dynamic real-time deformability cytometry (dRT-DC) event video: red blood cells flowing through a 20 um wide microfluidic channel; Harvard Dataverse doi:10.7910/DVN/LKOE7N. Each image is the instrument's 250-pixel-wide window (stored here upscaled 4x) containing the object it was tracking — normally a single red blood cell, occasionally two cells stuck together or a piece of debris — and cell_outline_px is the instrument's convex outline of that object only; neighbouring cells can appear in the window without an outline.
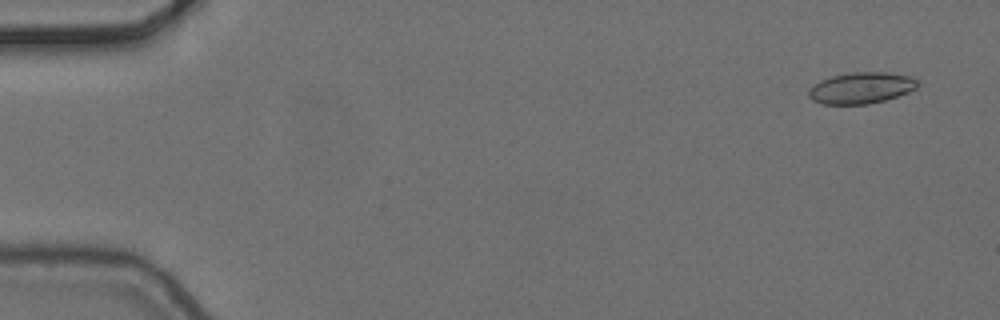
{"species": "common noctule bat (a hibernating species)", "species_latin": "Nyctalus noctula", "temperature_condition": "cold", "stored_images_in_passage": 4, "camera_frame_rate_fps": 3000, "um_per_image_px": 0.085, "animal": {"sex": "female", "body_mass_g": 24.6, "forearm_length_mm": 56.2}, "frame": {"image": 1, "passage_image": 1, "time_ms": 0.0, "image_size_px": [1000, 320], "cell_outline_px": [[920, 84], [916, 88], [908, 92], [884, 100], [868, 104], [820, 104], [812, 100], [808, 96], [808, 92], [820, 80], [832, 76], [852, 72], [888, 72], [912, 76]], "centroid_in_image_um": [73.22, 7.47], "position_along_channel_um": 11.8, "area_um2": 19.83}}
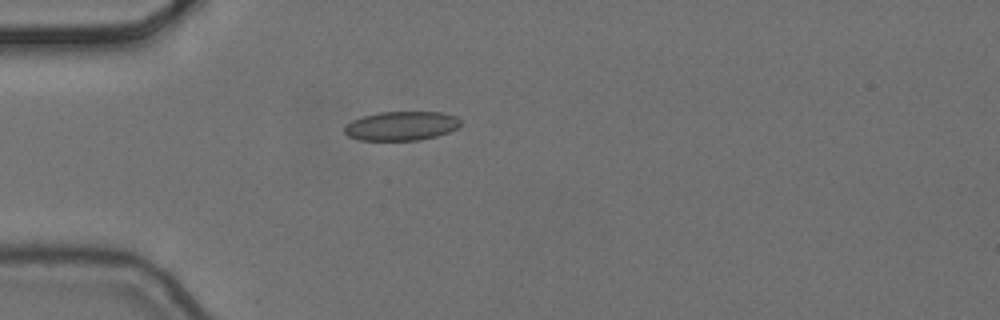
{"frame": {"image": 2, "passage_image": 4, "time_ms": 1.0, "image_size_px": [1000, 320], "cell_outline_px": [[460, 128], [436, 136], [420, 140], [360, 140], [348, 136], [344, 132], [344, 128], [352, 120], [364, 116], [380, 112], [440, 112], [456, 116], [460, 120]], "centroid_in_image_um": [34.14, 10.7], "position_along_channel_um": 50.9, "area_um2": 19.65}}